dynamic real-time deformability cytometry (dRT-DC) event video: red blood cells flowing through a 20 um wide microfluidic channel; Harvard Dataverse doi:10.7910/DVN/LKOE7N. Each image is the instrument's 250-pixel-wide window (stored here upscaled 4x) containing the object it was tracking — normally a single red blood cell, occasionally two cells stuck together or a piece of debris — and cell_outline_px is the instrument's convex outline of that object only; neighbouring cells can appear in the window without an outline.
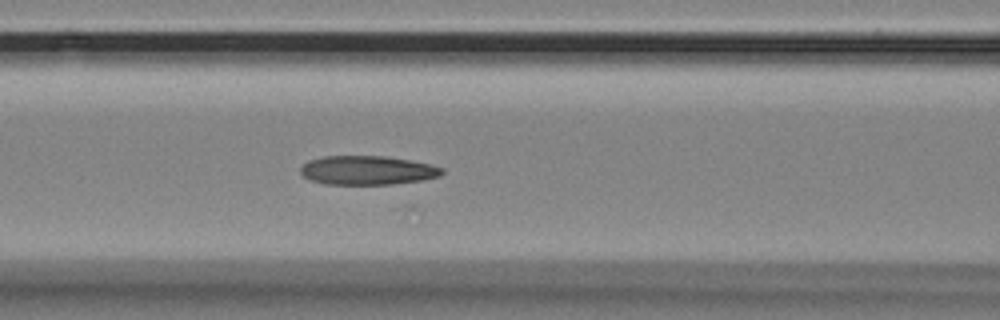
{"species": "Egyptian fruit bat (a non-hibernating species)", "species_latin": "Rousettus aegyptiacus", "temperature_condition": "room temperature", "stored_images_in_passage": 5, "camera_frame_rate_fps": 3000, "um_per_image_px": 0.085, "animal": {"sex": "female"}, "frame": {"image": 1, "passage_image": 5, "time_ms": 1.333, "image_size_px": [1000, 320], "cell_outline_px": [[444, 172], [440, 176], [420, 180], [392, 184], [324, 184], [312, 180], [304, 176], [300, 172], [300, 168], [308, 160], [324, 156], [384, 156], [412, 160], [432, 164], [444, 168]], "centroid_in_image_um": [31.25, 14.46], "position_along_channel_um": 135.3, "area_um2": 23.93}}